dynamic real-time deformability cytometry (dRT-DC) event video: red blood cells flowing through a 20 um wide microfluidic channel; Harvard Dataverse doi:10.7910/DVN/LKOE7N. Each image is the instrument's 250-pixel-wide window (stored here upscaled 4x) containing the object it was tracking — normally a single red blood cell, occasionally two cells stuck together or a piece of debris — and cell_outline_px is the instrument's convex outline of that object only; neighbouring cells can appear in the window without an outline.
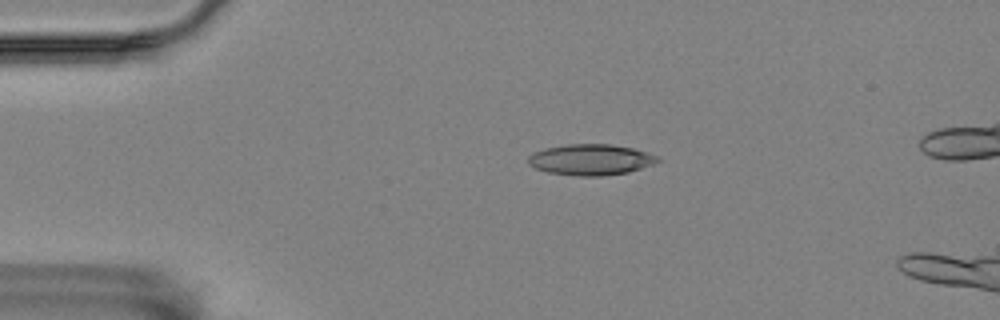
{"species": "Egyptian fruit bat (a non-hibernating species)", "species_latin": "Rousettus aegyptiacus", "temperature_condition": "room temperature", "stored_images_in_passage": 5, "camera_frame_rate_fps": 3000, "um_per_image_px": 0.085, "animal": {"sex": "female"}, "frame": {"image": 1, "passage_image": 3, "time_ms": 0.667, "image_size_px": [1000, 320], "cell_outline_px": [[660, 160], [652, 164], [628, 172], [600, 176], [580, 176], [548, 172], [536, 168], [528, 164], [528, 156], [532, 152], [544, 148], [568, 144], [612, 144], [632, 148], [648, 152], [656, 156]], "centroid_in_image_um": [50.18, 13.56], "position_along_channel_um": 34.8, "area_um2": 23.24}}